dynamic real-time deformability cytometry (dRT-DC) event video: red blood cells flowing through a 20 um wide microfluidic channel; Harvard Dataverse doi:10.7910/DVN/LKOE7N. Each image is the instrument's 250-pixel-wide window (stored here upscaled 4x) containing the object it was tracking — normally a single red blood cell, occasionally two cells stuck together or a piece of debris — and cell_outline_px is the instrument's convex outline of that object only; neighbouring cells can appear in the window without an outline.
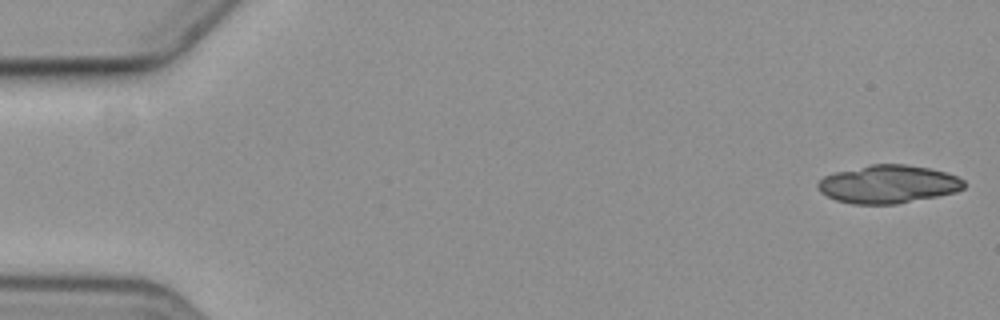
{"species": "common noctule bat (a hibernating species)", "species_latin": "Nyctalus noctula", "temperature_condition": "cold", "stored_images_in_passage": 8, "camera_frame_rate_fps": 3000, "um_per_image_px": 0.085, "animal": {"sex": "female", "body_mass_g": 19.3, "forearm_length_mm": 54.1}, "frame": {"image": 1, "passage_image": 1, "time_ms": 0.0, "image_size_px": [1000, 320], "cell_outline_px": [[964, 188], [956, 192], [896, 204], [852, 204], [836, 200], [820, 192], [816, 188], [816, 184], [824, 176], [836, 172], [872, 164], [908, 164], [928, 168], [944, 172], [956, 176], [964, 180]], "centroid_in_image_um": [75.47, 15.66], "position_along_channel_um": 9.5, "area_um2": 32.31}}